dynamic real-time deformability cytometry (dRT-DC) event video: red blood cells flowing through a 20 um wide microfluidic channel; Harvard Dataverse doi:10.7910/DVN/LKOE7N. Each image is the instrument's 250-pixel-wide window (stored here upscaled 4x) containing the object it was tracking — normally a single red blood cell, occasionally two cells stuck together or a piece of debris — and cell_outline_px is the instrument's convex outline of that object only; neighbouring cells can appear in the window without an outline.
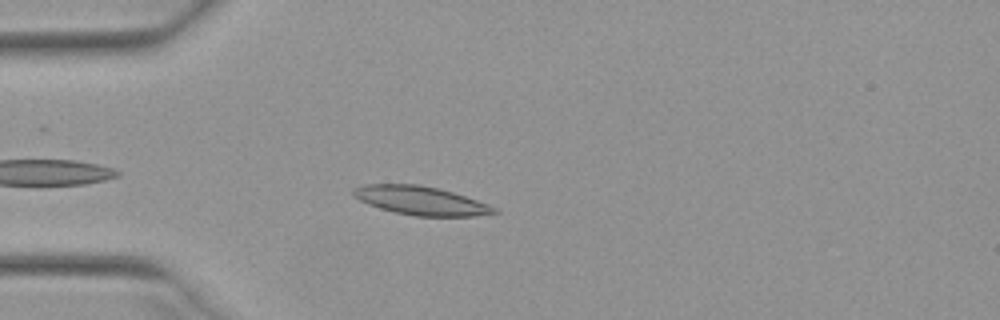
{"species": "Egyptian fruit bat (a non-hibernating species)", "species_latin": "Rousettus aegyptiacus", "temperature_condition": "warm", "stored_images_in_passage": 39, "camera_frame_rate_fps": 3000, "um_per_image_px": 0.085, "animal": {"sex": "female"}, "frame": {"image": 1, "passage_image": 4, "time_ms": 1.0, "image_size_px": [1000, 320], "cell_outline_px": [[500, 212], [472, 216], [416, 216], [396, 212], [380, 208], [368, 204], [352, 196], [352, 188], [360, 184], [420, 184], [452, 192], [488, 204], [496, 208]], "centroid_in_image_um": [35.71, 17.04], "position_along_channel_um": 49.3, "area_um2": 23.41}}
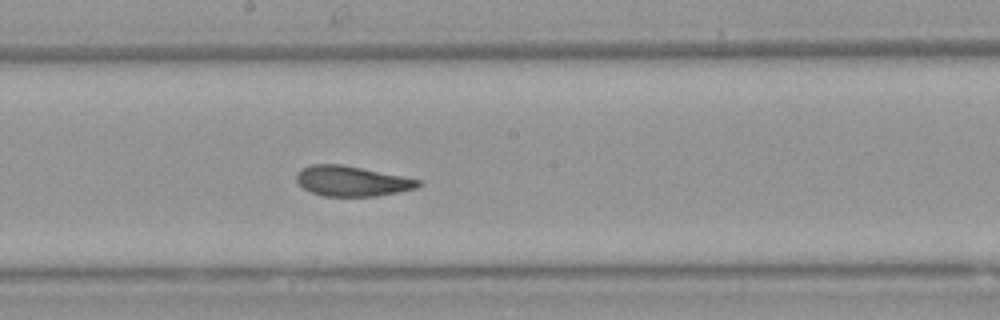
{"frame": {"image": 2, "passage_image": 18, "time_ms": 5.667, "image_size_px": [1000, 320], "cell_outline_px": [[420, 184], [416, 188], [376, 196], [324, 196], [312, 192], [304, 188], [296, 180], [296, 172], [300, 168], [312, 164], [340, 164], [420, 180]], "centroid_in_image_um": [29.84, 15.39], "position_along_channel_um": 218.4, "area_um2": 21.04}}
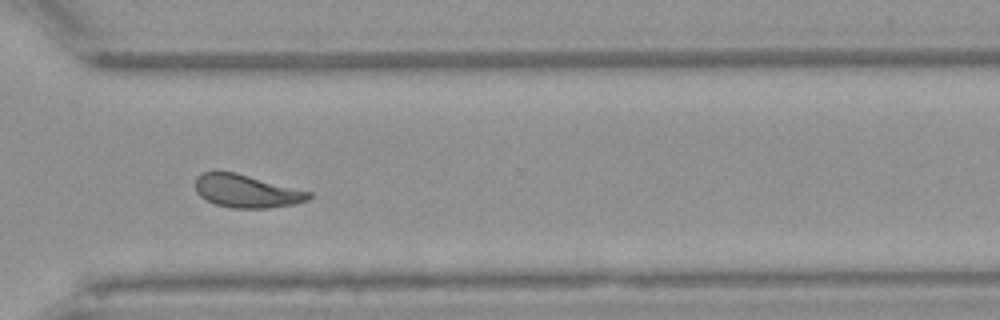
{"frame": {"image": 3, "passage_image": 28, "time_ms": 9.0, "image_size_px": [1000, 320], "cell_outline_px": [[312, 196], [308, 200], [296, 204], [268, 208], [232, 208], [216, 204], [200, 196], [196, 192], [196, 176], [200, 172], [236, 172], [312, 192]], "centroid_in_image_um": [20.98, 16.24], "position_along_channel_um": 349.6, "area_um2": 21.85}, "authors_computed_cell_mechanics": {"area_um2": 21.8484, "velocity_mm_per_s": 3.9346, "shape_relaxation_time_tau1_ms": 8.5672, "shape_relaxation_time_tau2_ms": 1.4251, "deformation_change_tau1": 0.2125, "deformation_change_tau2": 0.0876}}